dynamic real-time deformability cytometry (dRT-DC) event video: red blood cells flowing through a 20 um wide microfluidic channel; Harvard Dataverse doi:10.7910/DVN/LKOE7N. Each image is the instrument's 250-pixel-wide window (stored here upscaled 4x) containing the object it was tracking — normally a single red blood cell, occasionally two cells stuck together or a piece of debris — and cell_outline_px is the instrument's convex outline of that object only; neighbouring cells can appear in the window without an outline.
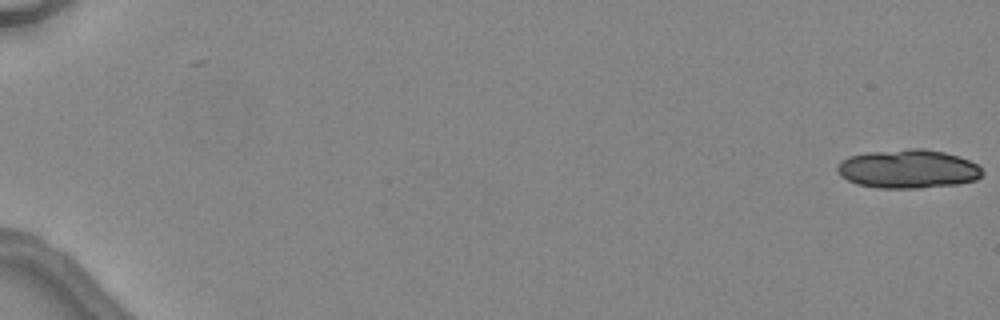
{"species": "common noctule bat (a hibernating species)", "species_latin": "Nyctalus noctula", "temperature_condition": "warm", "stored_images_in_passage": 4, "camera_frame_rate_fps": 3000, "um_per_image_px": 0.085, "animal": {"sex": "female", "body_mass_g": 24.6, "forearm_length_mm": 56.2}, "frame": {"image": 1, "passage_image": 1, "time_ms": 0.0, "image_size_px": [1000, 320], "cell_outline_px": [[984, 172], [976, 180], [956, 184], [920, 188], [876, 188], [856, 184], [840, 176], [836, 168], [840, 160], [848, 156], [868, 152], [912, 148], [924, 148], [944, 152], [968, 160], [976, 164]], "centroid_in_image_um": [77.14, 14.36], "position_along_channel_um": 7.9, "area_um2": 32.83}}